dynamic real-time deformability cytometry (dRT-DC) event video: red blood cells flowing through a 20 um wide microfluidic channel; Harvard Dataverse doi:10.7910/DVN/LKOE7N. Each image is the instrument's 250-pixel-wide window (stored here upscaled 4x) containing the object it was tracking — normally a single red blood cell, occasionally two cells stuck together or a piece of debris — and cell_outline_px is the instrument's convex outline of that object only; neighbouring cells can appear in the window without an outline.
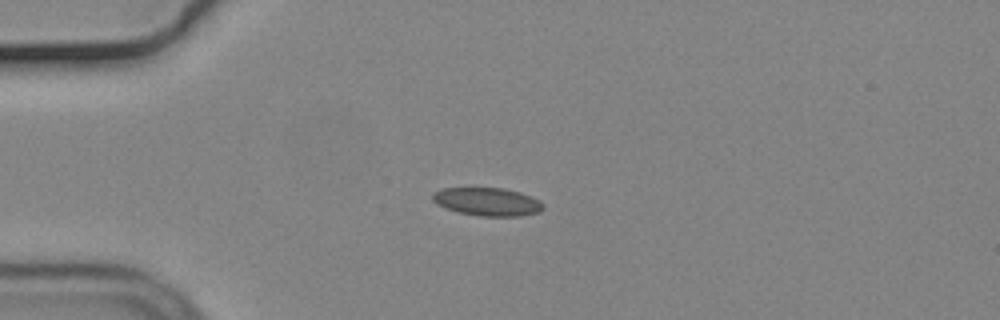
{"species": "common noctule bat (a hibernating species)", "species_latin": "Nyctalus noctula", "temperature_condition": "cold", "stored_images_in_passage": 42, "camera_frame_rate_fps": 3000, "um_per_image_px": 0.085, "animal": {"sex": "male", "body_mass_g": 19.2, "forearm_length_mm": 51.8}, "frame": {"image": 1, "passage_image": 1, "time_ms": 0.0, "image_size_px": [1000, 320], "cell_outline_px": [[544, 208], [540, 212], [520, 216], [480, 216], [460, 212], [444, 208], [436, 204], [432, 200], [432, 192], [444, 188], [504, 188], [520, 192], [540, 200], [544, 204]], "centroid_in_image_um": [41.43, 17.14], "position_along_channel_um": 43.6, "area_um2": 18.26}}
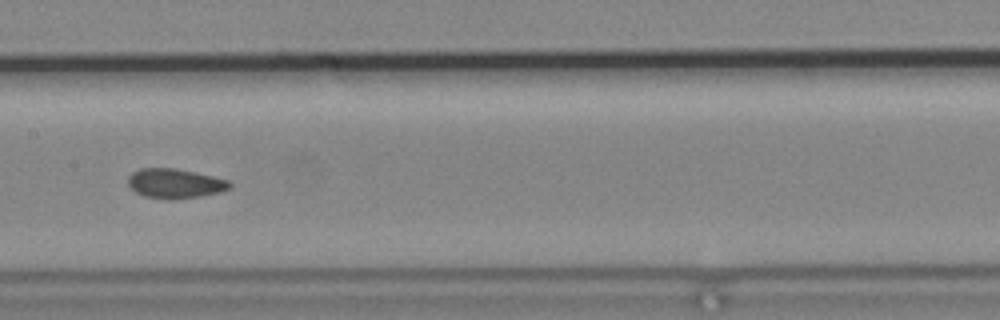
{"frame": {"image": 2, "passage_image": 15, "time_ms": 4.667, "image_size_px": [1000, 320], "cell_outline_px": [[232, 188], [220, 192], [200, 196], [172, 200], [168, 200], [144, 196], [136, 192], [128, 184], [128, 176], [132, 172], [140, 168], [172, 168], [212, 176], [228, 180], [232, 184]], "centroid_in_image_um": [14.87, 15.6], "position_along_channel_um": 192.5, "area_um2": 17.51}}
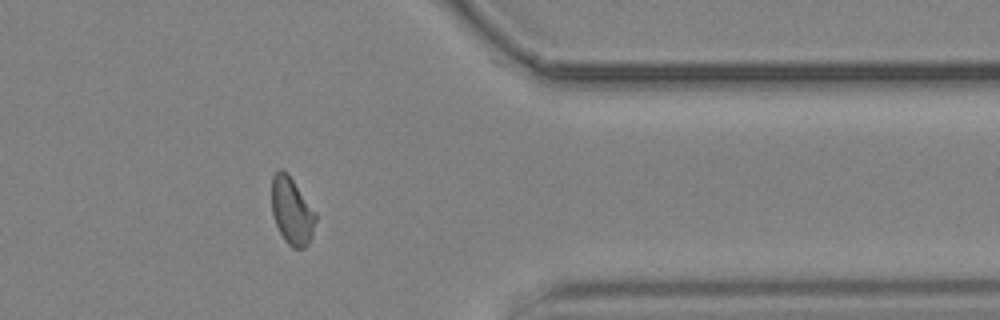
{"frame": {"image": 3, "passage_image": 32, "time_ms": 10.333, "image_size_px": [1000, 320], "cell_outline_px": [[316, 220], [312, 236], [308, 244], [304, 248], [292, 248], [284, 240], [276, 224], [272, 212], [272, 176], [280, 168], [288, 172], [316, 212]], "centroid_in_image_um": [24.81, 17.92], "position_along_channel_um": 386.6, "area_um2": 17.34}, "authors_computed_cell_mechanics": {"area_um2": 17.3978, "velocity_mm_per_s": 3.6885, "shape_relaxation_time_tau1_ms": 10.8982, "shape_relaxation_time_tau2_ms": 1.059, "deformation_change_tau1": 0.1423, "deformation_change_tau2": 0.0523}}